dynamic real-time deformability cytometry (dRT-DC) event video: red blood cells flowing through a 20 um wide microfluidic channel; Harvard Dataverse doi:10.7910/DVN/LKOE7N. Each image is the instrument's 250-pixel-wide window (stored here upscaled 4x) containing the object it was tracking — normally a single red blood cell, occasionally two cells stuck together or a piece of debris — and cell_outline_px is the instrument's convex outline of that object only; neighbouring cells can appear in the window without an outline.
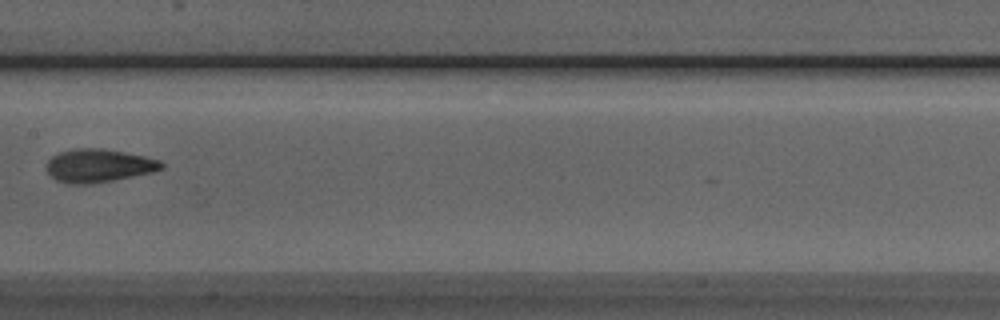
{"species": "Egyptian fruit bat (a non-hibernating species)", "species_latin": "Rousettus aegyptiacus", "temperature_condition": "room temperature", "stored_images_in_passage": 7, "camera_frame_rate_fps": 3000, "um_per_image_px": 0.085, "animal": {"sex": "male"}, "frame": {"image": 1, "passage_image": 7, "time_ms": 2.0, "image_size_px": [1000, 320], "cell_outline_px": [[164, 168], [152, 172], [92, 184], [68, 184], [56, 180], [48, 172], [48, 160], [52, 156], [60, 152], [76, 148], [100, 148], [124, 152], [144, 156], [160, 160], [164, 164]], "centroid_in_image_um": [8.39, 14.08], "position_along_channel_um": 199.0, "area_um2": 22.08}}